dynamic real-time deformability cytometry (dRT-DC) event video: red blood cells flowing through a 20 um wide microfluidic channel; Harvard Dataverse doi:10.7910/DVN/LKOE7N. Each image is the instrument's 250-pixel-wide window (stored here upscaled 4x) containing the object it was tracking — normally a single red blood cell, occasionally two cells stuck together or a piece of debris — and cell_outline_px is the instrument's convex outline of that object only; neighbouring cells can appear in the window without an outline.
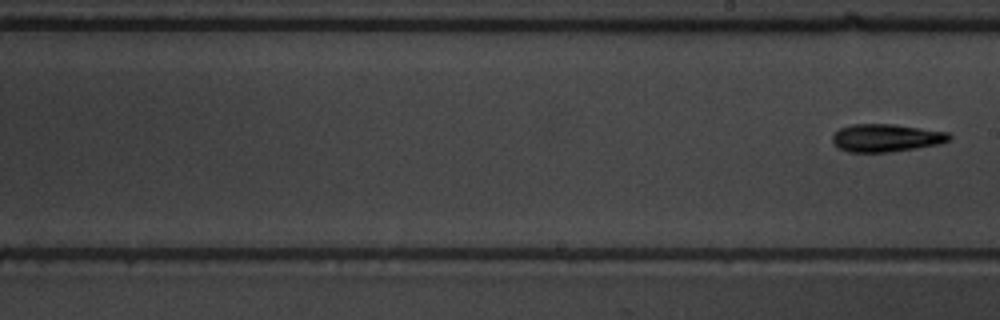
{"species": "common noctule bat (a hibernating species)", "species_latin": "Nyctalus noctula", "temperature_condition": "warm", "stored_images_in_passage": 10, "segment_of_instrument_passage": [2, 2], "camera_frame_rate_fps": 3000, "um_per_image_px": 0.085, "animal": {"sex": "male", "body_mass_g": 19.5, "forearm_length_mm": 54.6}, "frame": {"image": 1, "passage_image": 10, "time_ms": 11.333, "image_size_px": [1000, 320], "cell_outline_px": [[952, 136], [948, 140], [940, 144], [916, 148], [888, 152], [848, 152], [836, 148], [832, 144], [832, 136], [840, 128], [852, 124], [892, 124], [948, 132]], "centroid_in_image_um": [75.27, 11.73], "position_along_channel_um": 213.7, "area_um2": 18.96}}